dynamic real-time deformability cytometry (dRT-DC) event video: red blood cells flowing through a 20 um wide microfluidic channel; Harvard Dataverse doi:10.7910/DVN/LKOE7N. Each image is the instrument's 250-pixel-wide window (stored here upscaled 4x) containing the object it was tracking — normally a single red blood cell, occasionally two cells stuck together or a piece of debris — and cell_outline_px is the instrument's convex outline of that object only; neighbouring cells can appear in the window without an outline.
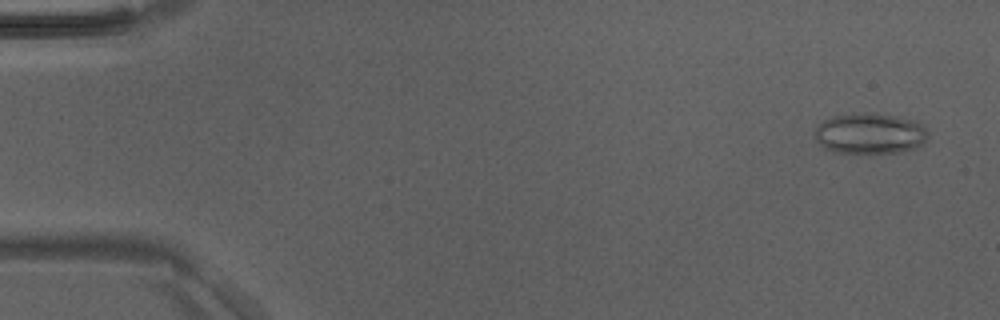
{"species": "Egyptian fruit bat (a non-hibernating species)", "species_latin": "Rousettus aegyptiacus", "temperature_condition": "room temperature", "stored_images_in_passage": 39, "camera_frame_rate_fps": 3000, "um_per_image_px": 0.085, "animal": {"sex": "male"}, "frame": {"image": 1, "passage_image": 3, "time_ms": 0.667, "image_size_px": [1000, 320], "cell_outline_px": [[928, 140], [916, 148], [900, 152], [836, 152], [824, 148], [816, 140], [816, 128], [824, 120], [832, 116], [864, 112], [876, 112], [916, 120], [928, 132]], "centroid_in_image_um": [73.98, 11.33], "position_along_channel_um": 11.0, "area_um2": 26.93}}
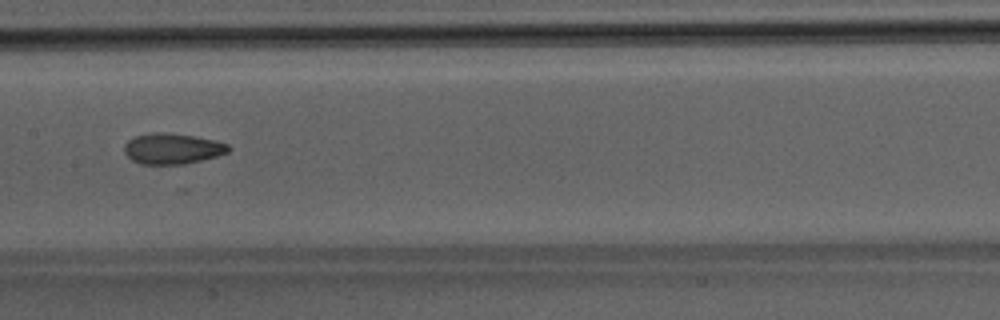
{"frame": {"image": 2, "passage_image": 25, "time_ms": 8.0, "image_size_px": [1000, 320], "cell_outline_px": [[232, 148], [228, 152], [216, 156], [184, 164], [140, 164], [132, 160], [124, 152], [124, 144], [128, 140], [136, 136], [156, 132], [160, 132], [192, 136], [216, 140], [228, 144]], "centroid_in_image_um": [14.65, 12.64], "position_along_channel_um": 192.8, "area_um2": 18.5}}
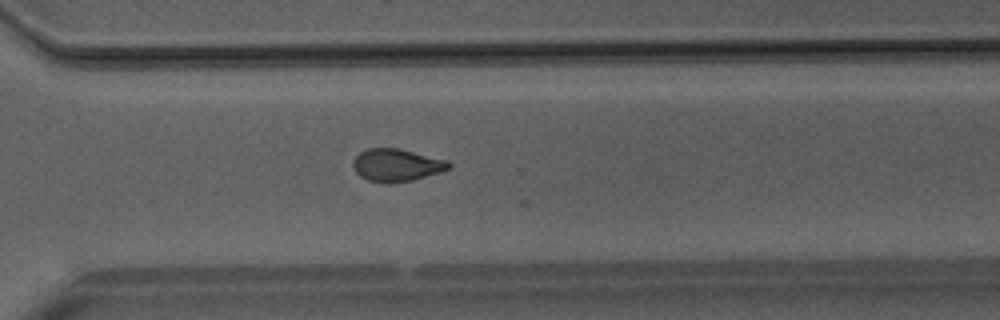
{"frame": {"image": 3, "passage_image": 35, "time_ms": 11.333, "image_size_px": [1000, 320], "cell_outline_px": [[452, 168], [440, 172], [412, 180], [368, 180], [360, 176], [356, 172], [352, 164], [356, 156], [360, 152], [368, 148], [396, 148], [448, 160], [452, 164]], "centroid_in_image_um": [33.74, 13.99], "position_along_channel_um": 336.9, "area_um2": 17.51}}